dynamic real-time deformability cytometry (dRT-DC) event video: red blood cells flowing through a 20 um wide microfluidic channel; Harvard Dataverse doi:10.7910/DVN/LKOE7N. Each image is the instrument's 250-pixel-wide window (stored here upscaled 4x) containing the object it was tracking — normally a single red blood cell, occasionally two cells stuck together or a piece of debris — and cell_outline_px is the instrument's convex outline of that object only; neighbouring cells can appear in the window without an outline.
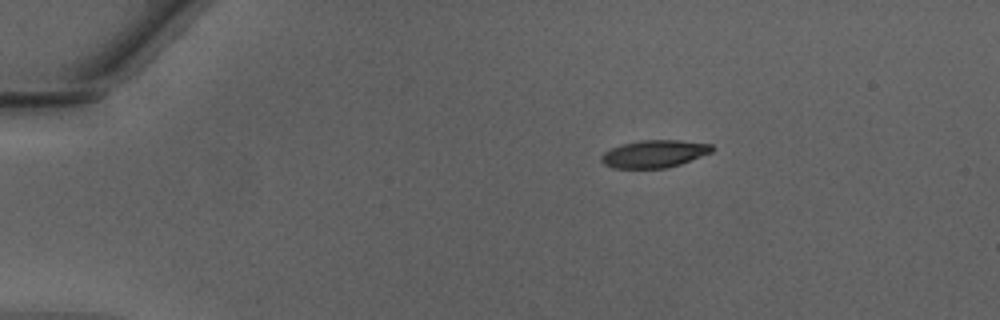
{"species": "Egyptian fruit bat (a non-hibernating species)", "species_latin": "Rousettus aegyptiacus", "temperature_condition": "warm", "stored_images_in_passage": 41, "camera_frame_rate_fps": 3000, "um_per_image_px": 0.085, "animal": {"sex": "male"}, "frame": {"image": 1, "passage_image": 1, "time_ms": 0.0, "image_size_px": [1000, 320], "cell_outline_px": [[712, 152], [680, 164], [664, 168], [612, 168], [604, 164], [600, 160], [600, 156], [604, 152], [612, 148], [624, 144], [640, 140], [680, 140], [712, 144]], "centroid_in_image_um": [55.6, 13.07], "position_along_channel_um": 29.4, "area_um2": 17.63}}
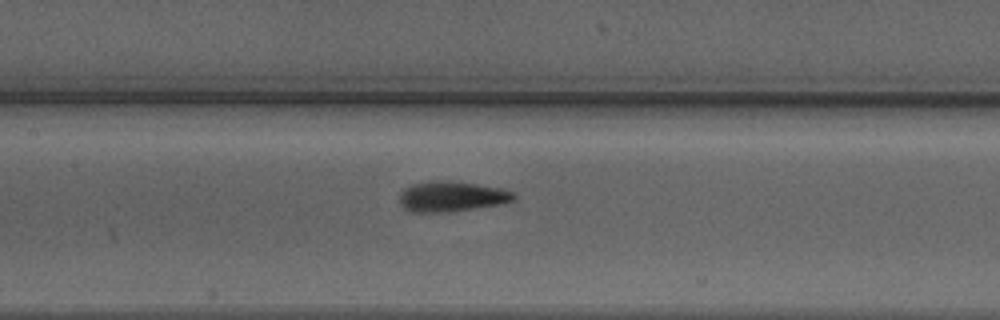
{"frame": {"image": 2, "passage_image": 16, "time_ms": 5.0, "image_size_px": [1000, 320], "cell_outline_px": [[516, 200], [504, 204], [448, 212], [412, 212], [404, 208], [400, 204], [400, 192], [404, 188], [412, 184], [432, 180], [448, 180], [496, 188], [512, 192], [516, 196]], "centroid_in_image_um": [38.36, 16.71], "position_along_channel_um": 169.0, "area_um2": 20.17}}
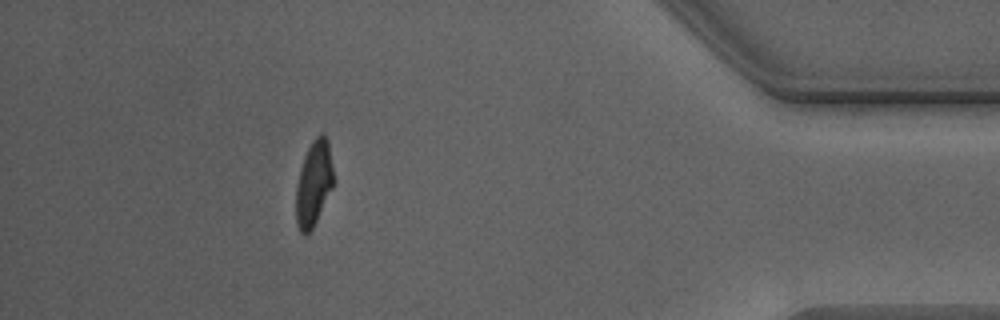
{"frame": {"image": 3, "passage_image": 36, "time_ms": 11.667, "image_size_px": [1000, 320], "cell_outline_px": [[336, 180], [312, 228], [304, 236], [300, 232], [296, 224], [296, 184], [300, 168], [304, 156], [312, 140], [320, 132], [324, 132], [328, 140]], "centroid_in_image_um": [26.68, 15.53], "position_along_channel_um": 408.5, "area_um2": 18.96}, "authors_computed_cell_mechanics": {"area_um2": 19.3052, "velocity_mm_per_s": 4.2981, "shape_relaxation_time_tau1_ms": 2.9431, "shape_relaxation_time_tau2_ms": 1.7019, "deformation_change_tau1": 0.1835, "deformation_change_tau2": 0.0699}}